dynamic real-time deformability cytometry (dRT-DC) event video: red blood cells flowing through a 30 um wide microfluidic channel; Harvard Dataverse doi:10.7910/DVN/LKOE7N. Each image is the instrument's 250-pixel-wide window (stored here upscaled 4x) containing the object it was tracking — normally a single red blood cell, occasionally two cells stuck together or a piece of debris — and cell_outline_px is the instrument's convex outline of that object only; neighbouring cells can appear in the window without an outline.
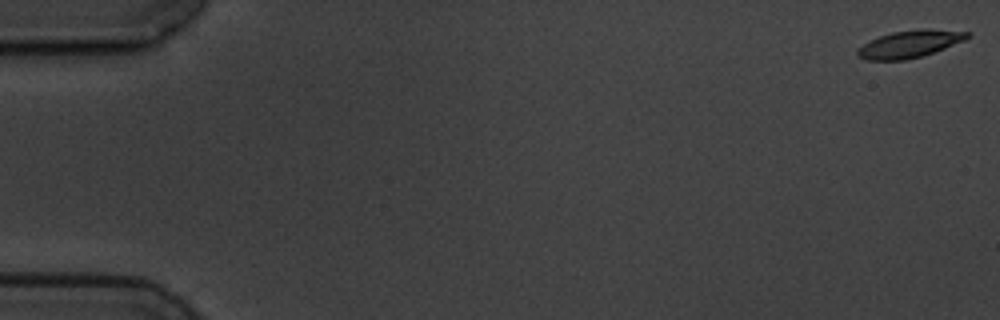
{"species": "common noctule bat (a hibernating species)", "species_latin": "Nyctalus noctula", "temperature_condition": "cold", "stored_images_in_passage": 8, "camera_frame_rate_fps": 3000, "um_per_image_px": 0.085, "animal": {"sex": "male", "body_mass_g": 19.5, "forearm_length_mm": 54.6}, "frame": {"image": 1, "passage_image": 1, "time_ms": 0.0, "image_size_px": [1000, 320], "cell_outline_px": [[972, 36], [964, 40], [944, 48], [920, 56], [904, 60], [868, 60], [856, 56], [856, 52], [864, 44], [880, 36], [892, 32], [920, 28], [928, 28], [972, 32]], "centroid_in_image_um": [77.36, 3.72], "position_along_channel_um": 7.6, "area_um2": 17.34}}
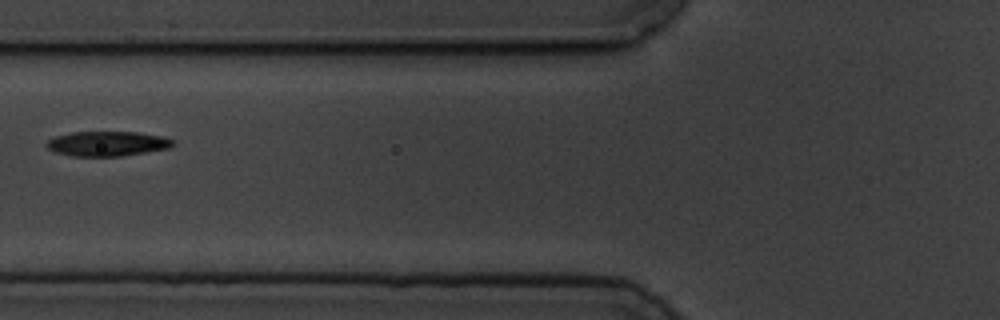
{"frame": {"image": 2, "passage_image": 7, "time_ms": 7.333, "image_size_px": [1000, 320], "cell_outline_px": [[172, 144], [168, 148], [120, 156], [72, 156], [56, 152], [48, 148], [44, 144], [48, 140], [56, 136], [72, 132], [136, 132], [160, 136], [172, 140]], "centroid_in_image_um": [9.05, 12.21], "position_along_channel_um": 116.8, "area_um2": 17.92}}
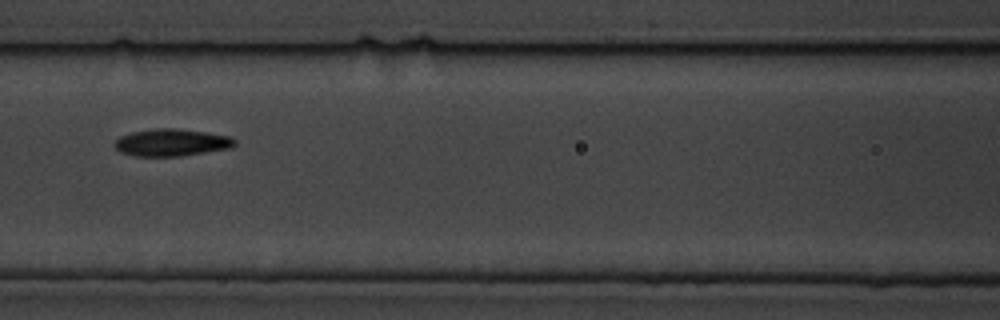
{"frame": {"image": 3, "passage_image": 8, "time_ms": 8.333, "image_size_px": [1000, 320], "cell_outline_px": [[236, 144], [232, 148], [180, 156], [136, 156], [120, 152], [112, 144], [120, 136], [132, 132], [156, 128], [176, 128], [232, 136], [236, 140]], "centroid_in_image_um": [14.6, 12.11], "position_along_channel_um": 152.0, "area_um2": 19.13}}